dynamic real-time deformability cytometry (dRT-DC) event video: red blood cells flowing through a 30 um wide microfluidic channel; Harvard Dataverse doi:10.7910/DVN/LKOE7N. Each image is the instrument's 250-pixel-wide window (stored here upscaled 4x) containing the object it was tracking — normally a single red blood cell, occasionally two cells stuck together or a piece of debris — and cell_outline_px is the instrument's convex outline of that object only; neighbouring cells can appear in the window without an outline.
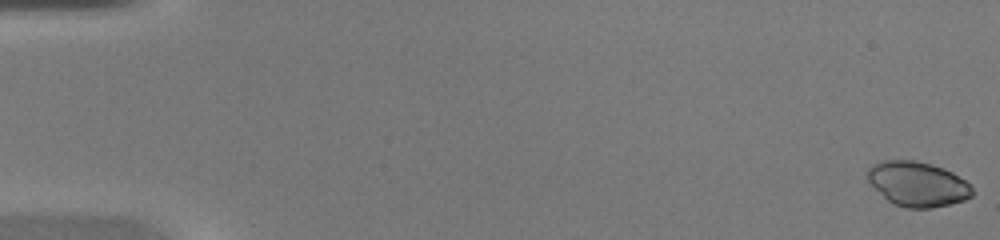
{"species": "common noctule bat (a hibernating species)", "species_latin": "Nyctalus noctula", "temperature_condition": "warm", "stored_images_in_passage": 46, "camera_frame_rate_fps": 3000, "um_per_image_px": 0.085, "animal": {"sex": "female", "body_mass_g": 20.0, "forearm_length_mm": 54.0}, "frame": {"image": 1, "passage_image": 1, "time_ms": 0.0, "image_size_px": [1000, 240], "cell_outline_px": [[972, 196], [964, 200], [932, 208], [908, 208], [892, 204], [864, 176], [868, 168], [872, 164], [880, 160], [912, 160], [932, 164], [944, 168], [952, 172], [964, 180], [972, 188]], "centroid_in_image_um": [77.96, 15.63], "position_along_channel_um": 7.0, "area_um2": 27.28}}
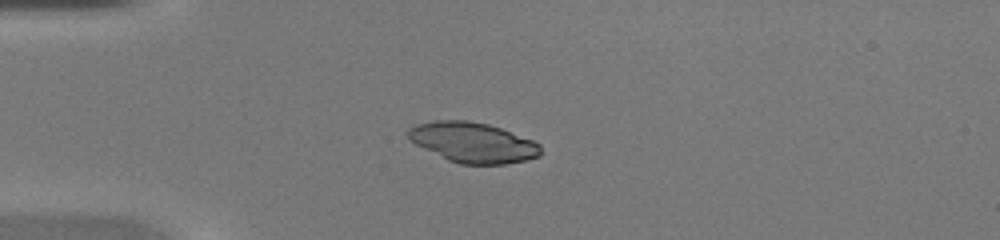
{"frame": {"image": 2, "passage_image": 13, "time_ms": 4.0, "image_size_px": [1000, 240], "cell_outline_px": [[540, 156], [524, 160], [504, 164], [460, 164], [448, 160], [408, 140], [408, 128], [416, 124], [432, 120], [468, 120], [488, 124], [500, 128], [532, 140], [540, 144]], "centroid_in_image_um": [40.16, 12.1], "position_along_channel_um": 44.8, "area_um2": 30.87}}